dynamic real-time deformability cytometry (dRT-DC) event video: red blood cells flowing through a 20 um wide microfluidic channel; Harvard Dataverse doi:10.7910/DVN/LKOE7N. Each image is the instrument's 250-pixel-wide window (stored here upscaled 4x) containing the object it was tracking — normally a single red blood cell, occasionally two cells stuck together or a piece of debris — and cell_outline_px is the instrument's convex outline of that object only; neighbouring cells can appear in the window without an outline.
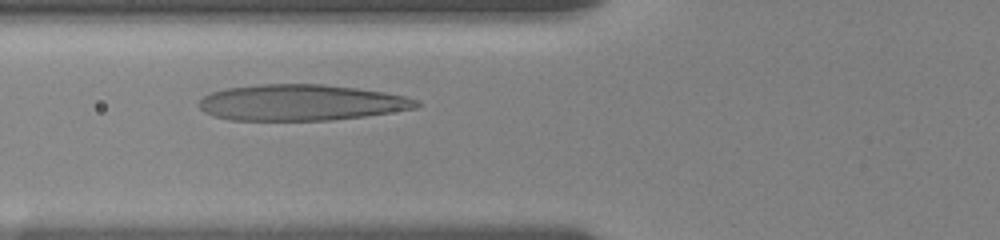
{"species": "human", "species_latin": "Homo sapiens", "temperature_condition": "room temperature", "stored_images_in_passage": 38, "camera_frame_rate_fps": 3000, "um_per_image_px": 0.085, "donor": {"sex": "female"}, "frame": {"image": 1, "passage_image": 12, "time_ms": 3.667, "image_size_px": [1000, 240], "cell_outline_px": [[420, 104], [416, 108], [364, 116], [332, 120], [232, 120], [212, 116], [204, 112], [200, 108], [200, 100], [204, 96], [212, 92], [228, 88], [260, 84], [320, 84], [356, 88], [384, 92], [404, 96], [420, 100]], "centroid_in_image_um": [25.59, 8.72], "position_along_channel_um": 100.2, "area_um2": 45.49}}
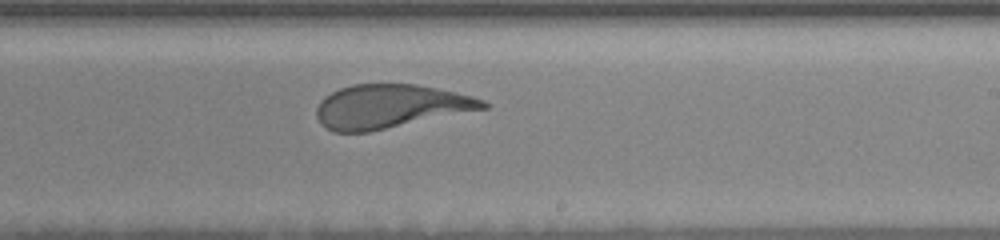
{"frame": {"image": 2, "passage_image": 25, "time_ms": 8.0, "image_size_px": [1000, 240], "cell_outline_px": [[488, 108], [368, 132], [332, 132], [320, 124], [316, 116], [316, 108], [320, 100], [324, 96], [340, 88], [352, 84], [416, 84], [456, 92], [472, 96], [484, 100], [488, 104]], "centroid_in_image_um": [33.13, 9.04], "position_along_channel_um": 255.9, "area_um2": 42.43}}
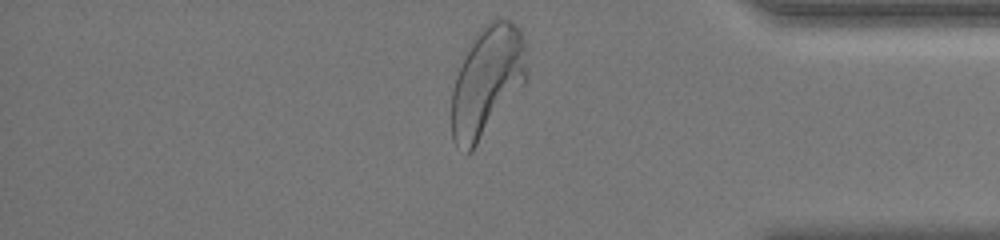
{"frame": {"image": 3, "passage_image": 38, "time_ms": 12.333, "image_size_px": [1000, 240], "cell_outline_px": [[528, 80], [472, 152], [468, 152], [456, 144], [452, 140], [452, 88], [456, 76], [480, 28], [484, 24], [500, 16], [512, 20], [520, 28], [524, 44], [528, 68]], "centroid_in_image_um": [41.45, 6.89], "position_along_channel_um": 393.7, "area_um2": 48.21}, "authors_computed_cell_mechanics": {"area_um2": 44.1592, "velocity_mm_per_s": 3.5826, "shape_relaxation_time_tau1_ms": 4.1758, "shape_relaxation_time_tau2_ms": 0.887, "deformation_change_tau1": 0.1968, "deformation_change_tau2": 0.0898}}